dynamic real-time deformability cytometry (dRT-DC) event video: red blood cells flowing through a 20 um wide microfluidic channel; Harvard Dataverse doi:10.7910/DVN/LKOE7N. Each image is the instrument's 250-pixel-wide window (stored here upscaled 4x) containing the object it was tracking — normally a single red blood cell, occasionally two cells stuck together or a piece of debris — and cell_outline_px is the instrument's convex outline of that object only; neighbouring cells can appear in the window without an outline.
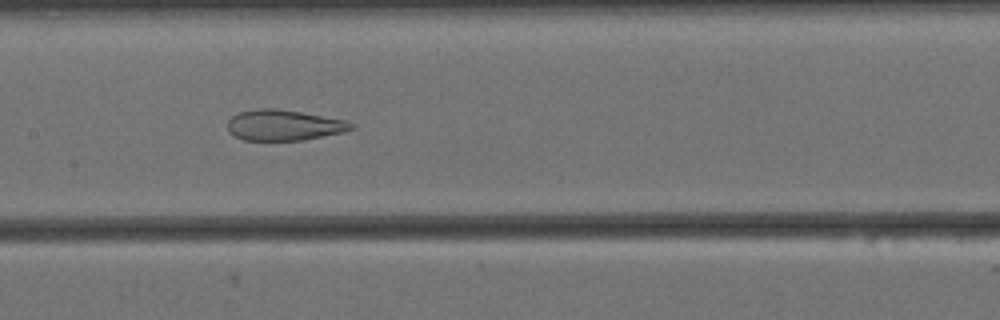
{"species": "Egyptian fruit bat (a non-hibernating species)", "species_latin": "Rousettus aegyptiacus", "temperature_condition": "cold", "stored_images_in_passage": 49, "camera_frame_rate_fps": 3000, "um_per_image_px": 0.085, "animal": {"sex": "female"}, "frame": {"image": 1, "passage_image": 18, "time_ms": 5.667, "image_size_px": [1000, 320], "cell_outline_px": [[356, 128], [344, 132], [304, 140], [244, 140], [228, 132], [228, 120], [236, 112], [256, 108], [276, 108], [348, 120], [356, 124]], "centroid_in_image_um": [24.16, 10.63], "position_along_channel_um": 183.2, "area_um2": 22.43}}
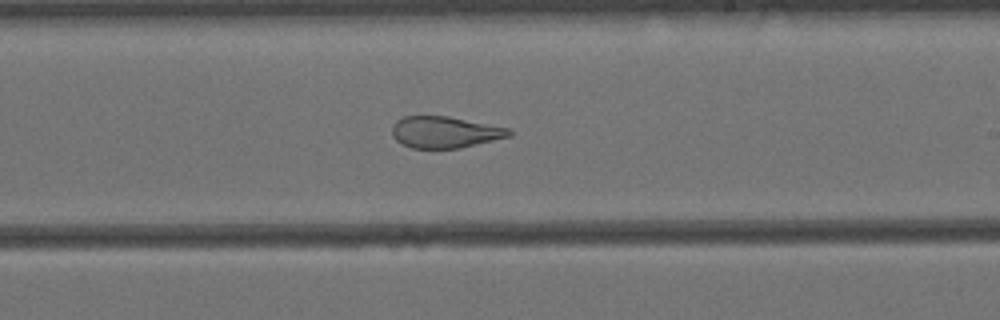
{"frame": {"image": 2, "passage_image": 24, "time_ms": 7.667, "image_size_px": [1000, 320], "cell_outline_px": [[512, 136], [460, 148], [412, 148], [400, 144], [392, 136], [392, 124], [396, 120], [404, 116], [448, 116], [512, 128]], "centroid_in_image_um": [37.82, 11.23], "position_along_channel_um": 251.2, "area_um2": 21.79}}
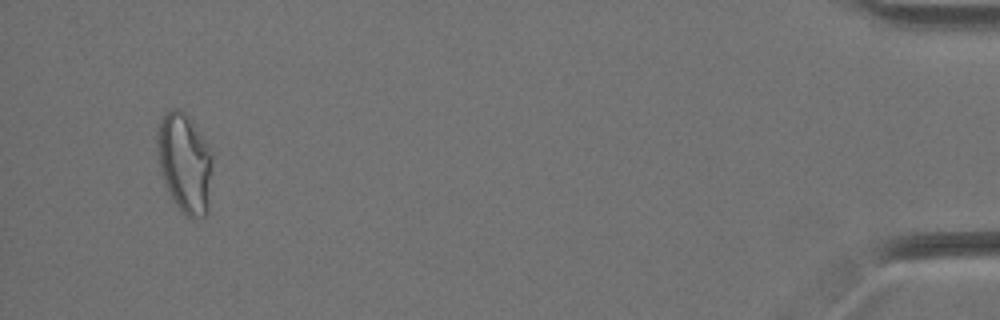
{"frame": {"image": 3, "passage_image": 46, "time_ms": 15.0, "image_size_px": [1000, 320], "cell_outline_px": [[212, 156], [208, 212], [204, 216], [196, 220], [188, 216], [176, 204], [168, 192], [160, 168], [156, 152], [156, 128], [164, 112], [168, 108], [176, 108], [184, 112], [208, 148]], "centroid_in_image_um": [15.65, 13.84], "position_along_channel_um": 419.5, "area_um2": 31.73}, "authors_computed_cell_mechanics": {"area_um2": 26.5302, "velocity_mm_per_s": 3.4167, "shape_relaxation_time_tau1_ms": null, "shape_relaxation_time_tau2_ms": 1.7147, "deformation_change_tau1": null, "deformation_change_tau2": 0.1052}}